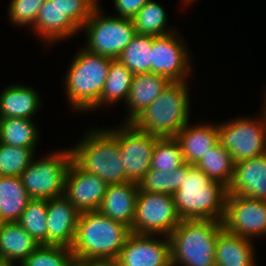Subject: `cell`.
Listing matches in <instances>:
<instances>
[{"label":"cell","instance_id":"cell-19","mask_svg":"<svg viewBox=\"0 0 266 266\" xmlns=\"http://www.w3.org/2000/svg\"><path fill=\"white\" fill-rule=\"evenodd\" d=\"M33 32L44 42V46L66 40L81 32V29L53 3L46 0L40 8Z\"/></svg>","mask_w":266,"mask_h":266},{"label":"cell","instance_id":"cell-9","mask_svg":"<svg viewBox=\"0 0 266 266\" xmlns=\"http://www.w3.org/2000/svg\"><path fill=\"white\" fill-rule=\"evenodd\" d=\"M218 141L234 163L266 153V108L257 118L237 117L218 123Z\"/></svg>","mask_w":266,"mask_h":266},{"label":"cell","instance_id":"cell-28","mask_svg":"<svg viewBox=\"0 0 266 266\" xmlns=\"http://www.w3.org/2000/svg\"><path fill=\"white\" fill-rule=\"evenodd\" d=\"M234 161L218 142L196 164L209 178L228 187L233 179Z\"/></svg>","mask_w":266,"mask_h":266},{"label":"cell","instance_id":"cell-13","mask_svg":"<svg viewBox=\"0 0 266 266\" xmlns=\"http://www.w3.org/2000/svg\"><path fill=\"white\" fill-rule=\"evenodd\" d=\"M158 136L136 128L132 123L117 126V141L121 150L126 178L139 183L150 170L151 157Z\"/></svg>","mask_w":266,"mask_h":266},{"label":"cell","instance_id":"cell-25","mask_svg":"<svg viewBox=\"0 0 266 266\" xmlns=\"http://www.w3.org/2000/svg\"><path fill=\"white\" fill-rule=\"evenodd\" d=\"M32 198L18 176H0V223L18 222Z\"/></svg>","mask_w":266,"mask_h":266},{"label":"cell","instance_id":"cell-35","mask_svg":"<svg viewBox=\"0 0 266 266\" xmlns=\"http://www.w3.org/2000/svg\"><path fill=\"white\" fill-rule=\"evenodd\" d=\"M75 264L70 248L39 245L19 266H74Z\"/></svg>","mask_w":266,"mask_h":266},{"label":"cell","instance_id":"cell-34","mask_svg":"<svg viewBox=\"0 0 266 266\" xmlns=\"http://www.w3.org/2000/svg\"><path fill=\"white\" fill-rule=\"evenodd\" d=\"M36 148L15 147L0 143V176H18L36 156Z\"/></svg>","mask_w":266,"mask_h":266},{"label":"cell","instance_id":"cell-30","mask_svg":"<svg viewBox=\"0 0 266 266\" xmlns=\"http://www.w3.org/2000/svg\"><path fill=\"white\" fill-rule=\"evenodd\" d=\"M153 36L136 34L117 58L134 75L151 72Z\"/></svg>","mask_w":266,"mask_h":266},{"label":"cell","instance_id":"cell-16","mask_svg":"<svg viewBox=\"0 0 266 266\" xmlns=\"http://www.w3.org/2000/svg\"><path fill=\"white\" fill-rule=\"evenodd\" d=\"M79 216L64 196L47 200V245L71 249Z\"/></svg>","mask_w":266,"mask_h":266},{"label":"cell","instance_id":"cell-41","mask_svg":"<svg viewBox=\"0 0 266 266\" xmlns=\"http://www.w3.org/2000/svg\"><path fill=\"white\" fill-rule=\"evenodd\" d=\"M264 93H265V95H264V96H266V91H265ZM262 105H264V106H265V108H266V97H264V103H263Z\"/></svg>","mask_w":266,"mask_h":266},{"label":"cell","instance_id":"cell-37","mask_svg":"<svg viewBox=\"0 0 266 266\" xmlns=\"http://www.w3.org/2000/svg\"><path fill=\"white\" fill-rule=\"evenodd\" d=\"M80 29L99 5L98 0H52Z\"/></svg>","mask_w":266,"mask_h":266},{"label":"cell","instance_id":"cell-22","mask_svg":"<svg viewBox=\"0 0 266 266\" xmlns=\"http://www.w3.org/2000/svg\"><path fill=\"white\" fill-rule=\"evenodd\" d=\"M252 242L223 228L215 246V266H257Z\"/></svg>","mask_w":266,"mask_h":266},{"label":"cell","instance_id":"cell-32","mask_svg":"<svg viewBox=\"0 0 266 266\" xmlns=\"http://www.w3.org/2000/svg\"><path fill=\"white\" fill-rule=\"evenodd\" d=\"M46 221L47 200L31 199L17 223H19L39 245H47Z\"/></svg>","mask_w":266,"mask_h":266},{"label":"cell","instance_id":"cell-23","mask_svg":"<svg viewBox=\"0 0 266 266\" xmlns=\"http://www.w3.org/2000/svg\"><path fill=\"white\" fill-rule=\"evenodd\" d=\"M2 90L0 91V118L33 119L41 108L40 95L33 87L9 84Z\"/></svg>","mask_w":266,"mask_h":266},{"label":"cell","instance_id":"cell-20","mask_svg":"<svg viewBox=\"0 0 266 266\" xmlns=\"http://www.w3.org/2000/svg\"><path fill=\"white\" fill-rule=\"evenodd\" d=\"M169 83L166 77L152 72L135 74L126 101L128 115L124 123H131L158 98Z\"/></svg>","mask_w":266,"mask_h":266},{"label":"cell","instance_id":"cell-31","mask_svg":"<svg viewBox=\"0 0 266 266\" xmlns=\"http://www.w3.org/2000/svg\"><path fill=\"white\" fill-rule=\"evenodd\" d=\"M183 175H187V162L171 172L150 169L139 181V191L173 195L179 190Z\"/></svg>","mask_w":266,"mask_h":266},{"label":"cell","instance_id":"cell-7","mask_svg":"<svg viewBox=\"0 0 266 266\" xmlns=\"http://www.w3.org/2000/svg\"><path fill=\"white\" fill-rule=\"evenodd\" d=\"M100 4L82 26L86 36L85 48L88 52L117 59L125 47L135 37L132 19L106 16Z\"/></svg>","mask_w":266,"mask_h":266},{"label":"cell","instance_id":"cell-8","mask_svg":"<svg viewBox=\"0 0 266 266\" xmlns=\"http://www.w3.org/2000/svg\"><path fill=\"white\" fill-rule=\"evenodd\" d=\"M35 158L20 176L30 197L49 200L64 196L67 171L73 161L70 146Z\"/></svg>","mask_w":266,"mask_h":266},{"label":"cell","instance_id":"cell-3","mask_svg":"<svg viewBox=\"0 0 266 266\" xmlns=\"http://www.w3.org/2000/svg\"><path fill=\"white\" fill-rule=\"evenodd\" d=\"M227 187L209 178L199 167L187 163L179 190L173 194L182 220L209 219L223 221Z\"/></svg>","mask_w":266,"mask_h":266},{"label":"cell","instance_id":"cell-5","mask_svg":"<svg viewBox=\"0 0 266 266\" xmlns=\"http://www.w3.org/2000/svg\"><path fill=\"white\" fill-rule=\"evenodd\" d=\"M223 221L181 220L168 236L172 266H215V246Z\"/></svg>","mask_w":266,"mask_h":266},{"label":"cell","instance_id":"cell-36","mask_svg":"<svg viewBox=\"0 0 266 266\" xmlns=\"http://www.w3.org/2000/svg\"><path fill=\"white\" fill-rule=\"evenodd\" d=\"M46 0H11L8 8V20L12 26H29L36 22L40 8Z\"/></svg>","mask_w":266,"mask_h":266},{"label":"cell","instance_id":"cell-29","mask_svg":"<svg viewBox=\"0 0 266 266\" xmlns=\"http://www.w3.org/2000/svg\"><path fill=\"white\" fill-rule=\"evenodd\" d=\"M168 18L166 10L160 3L149 0L132 20L137 34L155 37L176 31L169 29Z\"/></svg>","mask_w":266,"mask_h":266},{"label":"cell","instance_id":"cell-26","mask_svg":"<svg viewBox=\"0 0 266 266\" xmlns=\"http://www.w3.org/2000/svg\"><path fill=\"white\" fill-rule=\"evenodd\" d=\"M134 74L118 59H113L105 85L98 101V110L119 103H126Z\"/></svg>","mask_w":266,"mask_h":266},{"label":"cell","instance_id":"cell-42","mask_svg":"<svg viewBox=\"0 0 266 266\" xmlns=\"http://www.w3.org/2000/svg\"><path fill=\"white\" fill-rule=\"evenodd\" d=\"M5 263L3 262V260L0 258V266H3Z\"/></svg>","mask_w":266,"mask_h":266},{"label":"cell","instance_id":"cell-14","mask_svg":"<svg viewBox=\"0 0 266 266\" xmlns=\"http://www.w3.org/2000/svg\"><path fill=\"white\" fill-rule=\"evenodd\" d=\"M158 237L131 233L116 259L118 266H172L169 238Z\"/></svg>","mask_w":266,"mask_h":266},{"label":"cell","instance_id":"cell-10","mask_svg":"<svg viewBox=\"0 0 266 266\" xmlns=\"http://www.w3.org/2000/svg\"><path fill=\"white\" fill-rule=\"evenodd\" d=\"M173 195L139 191L131 233L169 236L181 222Z\"/></svg>","mask_w":266,"mask_h":266},{"label":"cell","instance_id":"cell-27","mask_svg":"<svg viewBox=\"0 0 266 266\" xmlns=\"http://www.w3.org/2000/svg\"><path fill=\"white\" fill-rule=\"evenodd\" d=\"M33 119L0 118V143L23 148H36L40 138Z\"/></svg>","mask_w":266,"mask_h":266},{"label":"cell","instance_id":"cell-1","mask_svg":"<svg viewBox=\"0 0 266 266\" xmlns=\"http://www.w3.org/2000/svg\"><path fill=\"white\" fill-rule=\"evenodd\" d=\"M131 234L128 226L98 210L81 212L71 250L76 263L116 260Z\"/></svg>","mask_w":266,"mask_h":266},{"label":"cell","instance_id":"cell-11","mask_svg":"<svg viewBox=\"0 0 266 266\" xmlns=\"http://www.w3.org/2000/svg\"><path fill=\"white\" fill-rule=\"evenodd\" d=\"M223 224L228 232L252 241L265 237L266 200L227 195Z\"/></svg>","mask_w":266,"mask_h":266},{"label":"cell","instance_id":"cell-18","mask_svg":"<svg viewBox=\"0 0 266 266\" xmlns=\"http://www.w3.org/2000/svg\"><path fill=\"white\" fill-rule=\"evenodd\" d=\"M138 193L139 187L136 182L108 184L98 211L131 229L135 217Z\"/></svg>","mask_w":266,"mask_h":266},{"label":"cell","instance_id":"cell-2","mask_svg":"<svg viewBox=\"0 0 266 266\" xmlns=\"http://www.w3.org/2000/svg\"><path fill=\"white\" fill-rule=\"evenodd\" d=\"M70 149L73 161L82 170L97 175L107 184L129 182L117 141V127L91 128Z\"/></svg>","mask_w":266,"mask_h":266},{"label":"cell","instance_id":"cell-6","mask_svg":"<svg viewBox=\"0 0 266 266\" xmlns=\"http://www.w3.org/2000/svg\"><path fill=\"white\" fill-rule=\"evenodd\" d=\"M187 83L170 82L131 123L151 135L175 137L190 120V91Z\"/></svg>","mask_w":266,"mask_h":266},{"label":"cell","instance_id":"cell-15","mask_svg":"<svg viewBox=\"0 0 266 266\" xmlns=\"http://www.w3.org/2000/svg\"><path fill=\"white\" fill-rule=\"evenodd\" d=\"M108 184L95 174L82 170L72 161L66 175L64 197L81 213L96 211Z\"/></svg>","mask_w":266,"mask_h":266},{"label":"cell","instance_id":"cell-40","mask_svg":"<svg viewBox=\"0 0 266 266\" xmlns=\"http://www.w3.org/2000/svg\"><path fill=\"white\" fill-rule=\"evenodd\" d=\"M195 0H181L180 3H184L183 5H185V7H187L186 5H190L192 3H194Z\"/></svg>","mask_w":266,"mask_h":266},{"label":"cell","instance_id":"cell-17","mask_svg":"<svg viewBox=\"0 0 266 266\" xmlns=\"http://www.w3.org/2000/svg\"><path fill=\"white\" fill-rule=\"evenodd\" d=\"M266 200V153L234 164V174L227 195Z\"/></svg>","mask_w":266,"mask_h":266},{"label":"cell","instance_id":"cell-33","mask_svg":"<svg viewBox=\"0 0 266 266\" xmlns=\"http://www.w3.org/2000/svg\"><path fill=\"white\" fill-rule=\"evenodd\" d=\"M185 163L181 146L175 137H158L151 157L150 169L174 171Z\"/></svg>","mask_w":266,"mask_h":266},{"label":"cell","instance_id":"cell-12","mask_svg":"<svg viewBox=\"0 0 266 266\" xmlns=\"http://www.w3.org/2000/svg\"><path fill=\"white\" fill-rule=\"evenodd\" d=\"M174 31L153 37L151 72L166 77L170 82L187 81L191 74V53Z\"/></svg>","mask_w":266,"mask_h":266},{"label":"cell","instance_id":"cell-4","mask_svg":"<svg viewBox=\"0 0 266 266\" xmlns=\"http://www.w3.org/2000/svg\"><path fill=\"white\" fill-rule=\"evenodd\" d=\"M76 54L63 81L68 105L75 112H92L98 109L113 59L88 52L85 48Z\"/></svg>","mask_w":266,"mask_h":266},{"label":"cell","instance_id":"cell-24","mask_svg":"<svg viewBox=\"0 0 266 266\" xmlns=\"http://www.w3.org/2000/svg\"><path fill=\"white\" fill-rule=\"evenodd\" d=\"M38 246L19 223H0V258L4 263L19 266Z\"/></svg>","mask_w":266,"mask_h":266},{"label":"cell","instance_id":"cell-43","mask_svg":"<svg viewBox=\"0 0 266 266\" xmlns=\"http://www.w3.org/2000/svg\"><path fill=\"white\" fill-rule=\"evenodd\" d=\"M3 266H13V265H11V264H6V263H5Z\"/></svg>","mask_w":266,"mask_h":266},{"label":"cell","instance_id":"cell-21","mask_svg":"<svg viewBox=\"0 0 266 266\" xmlns=\"http://www.w3.org/2000/svg\"><path fill=\"white\" fill-rule=\"evenodd\" d=\"M184 161L190 165H196L201 158L218 141V124H190L189 122L177 133Z\"/></svg>","mask_w":266,"mask_h":266},{"label":"cell","instance_id":"cell-38","mask_svg":"<svg viewBox=\"0 0 266 266\" xmlns=\"http://www.w3.org/2000/svg\"><path fill=\"white\" fill-rule=\"evenodd\" d=\"M149 0H113L116 17L133 19Z\"/></svg>","mask_w":266,"mask_h":266},{"label":"cell","instance_id":"cell-39","mask_svg":"<svg viewBox=\"0 0 266 266\" xmlns=\"http://www.w3.org/2000/svg\"><path fill=\"white\" fill-rule=\"evenodd\" d=\"M81 266H118L116 260H105V261H85L79 263Z\"/></svg>","mask_w":266,"mask_h":266}]
</instances>
